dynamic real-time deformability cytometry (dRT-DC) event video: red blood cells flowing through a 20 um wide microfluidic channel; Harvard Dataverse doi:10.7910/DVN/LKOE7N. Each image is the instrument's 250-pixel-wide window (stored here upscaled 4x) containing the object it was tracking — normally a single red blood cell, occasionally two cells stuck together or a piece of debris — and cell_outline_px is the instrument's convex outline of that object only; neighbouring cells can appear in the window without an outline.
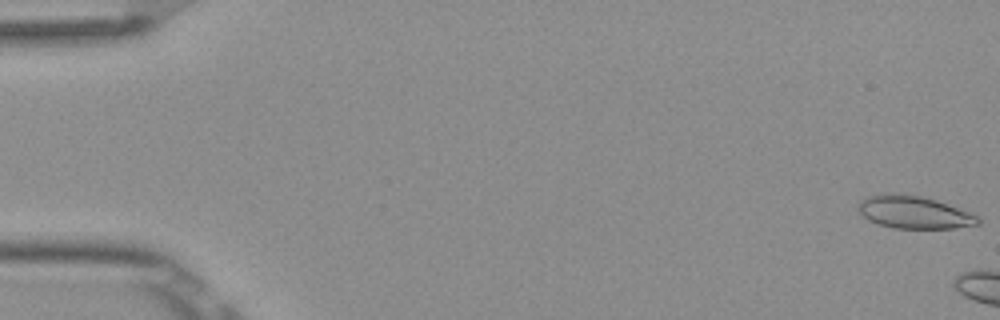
{"species": "Egyptian fruit bat (a non-hibernating species)", "species_latin": "Rousettus aegyptiacus", "temperature_condition": "room temperature", "stored_images_in_passage": 5, "camera_frame_rate_fps": 3000, "um_per_image_px": 0.085, "frame": {"image": 1, "passage_image": 1, "time_ms": 0.0, "image_size_px": [1000, 320], "cell_outline_px": [[980, 224], [956, 228], [892, 228], [868, 220], [856, 208], [860, 200], [864, 196], [892, 192], [920, 196], [936, 200], [968, 212], [976, 216], [980, 220]], "centroid_in_image_um": [77.63, 18.03], "position_along_channel_um": 7.4, "area_um2": 22.72}}